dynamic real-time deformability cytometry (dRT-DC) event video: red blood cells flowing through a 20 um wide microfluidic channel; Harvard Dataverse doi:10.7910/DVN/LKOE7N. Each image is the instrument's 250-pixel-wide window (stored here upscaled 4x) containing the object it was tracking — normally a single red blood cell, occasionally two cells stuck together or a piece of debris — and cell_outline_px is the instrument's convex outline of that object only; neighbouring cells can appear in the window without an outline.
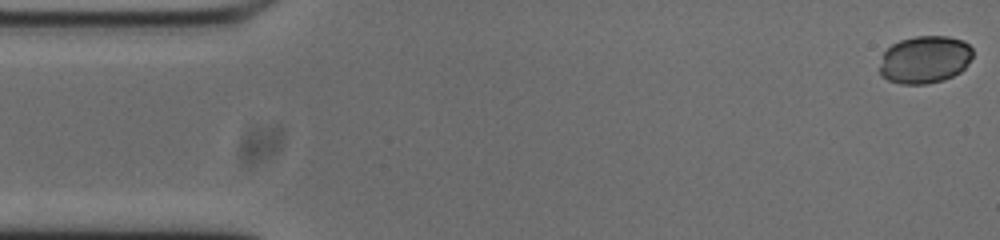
{"species": "common noctule bat (a hibernating species)", "species_latin": "Nyctalus noctula", "temperature_condition": "cold", "stored_images_in_passage": 53, "camera_frame_rate_fps": 3000, "um_per_image_px": 0.085, "animal": {"sex": "male", "body_mass_g": 20.0, "forearm_length_mm": 53.3}, "frame": {"image": 1, "passage_image": 1, "time_ms": 0.0, "image_size_px": [1000, 240], "cell_outline_px": [[972, 56], [964, 68], [960, 72], [944, 80], [928, 84], [900, 84], [888, 80], [880, 76], [880, 64], [884, 52], [892, 44], [900, 40], [916, 36], [948, 36], [964, 40], [972, 48]], "centroid_in_image_um": [78.6, 5.07], "position_along_channel_um": 6.4, "area_um2": 25.95}}
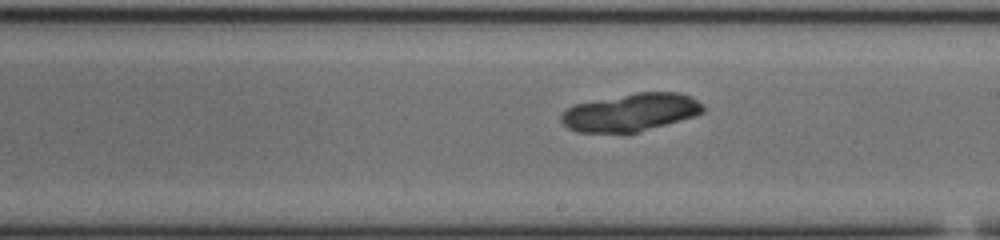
{"frame": {"image": 2, "passage_image": 29, "time_ms": 9.333, "image_size_px": [1000, 240], "cell_outline_px": [[704, 112], [696, 116], [640, 132], [576, 132], [568, 128], [560, 120], [560, 112], [572, 104], [636, 92], [680, 92], [692, 96], [704, 104]], "centroid_in_image_um": [53.63, 9.54], "position_along_channel_um": 235.4, "area_um2": 31.73}}
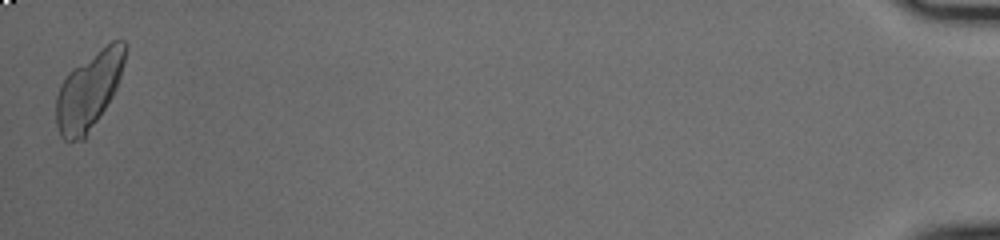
{"frame": {"image": 3, "passage_image": 53, "time_ms": 17.333, "image_size_px": [1000, 240], "cell_outline_px": [[128, 48], [120, 76], [116, 88], [112, 96], [84, 140], [64, 140], [60, 136], [56, 124], [56, 96], [60, 84], [68, 72], [72, 68], [112, 40], [124, 40], [128, 44]], "centroid_in_image_um": [7.55, 7.68], "position_along_channel_um": 427.7, "area_um2": 31.04}}